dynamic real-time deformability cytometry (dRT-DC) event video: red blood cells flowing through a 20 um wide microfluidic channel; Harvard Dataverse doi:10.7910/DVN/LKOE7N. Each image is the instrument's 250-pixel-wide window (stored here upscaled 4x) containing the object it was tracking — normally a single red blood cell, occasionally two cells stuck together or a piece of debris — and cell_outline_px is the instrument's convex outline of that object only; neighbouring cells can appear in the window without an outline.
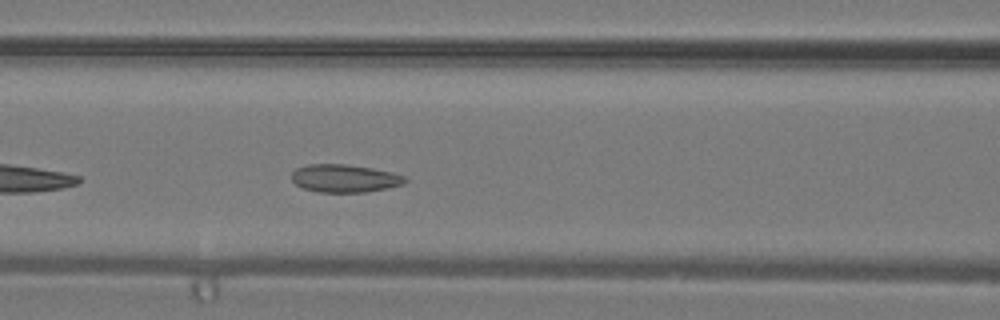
{"species": "common noctule bat (a hibernating species)", "species_latin": "Nyctalus noctula", "temperature_condition": "warm", "stored_images_in_passage": 30, "camera_frame_rate_fps": 3000, "um_per_image_px": 0.085, "animal": {"sex": "male", "body_mass_g": 19.2, "forearm_length_mm": 51.8}, "frame": {"image": 1, "passage_image": 13, "time_ms": 4.0, "image_size_px": [1000, 320], "cell_outline_px": [[408, 180], [404, 184], [388, 188], [364, 192], [316, 192], [304, 188], [296, 184], [292, 180], [292, 172], [296, 168], [308, 164], [344, 164], [372, 168], [392, 172], [404, 176]], "centroid_in_image_um": [29.3, 15.16], "position_along_channel_um": 137.3, "area_um2": 18.44}}
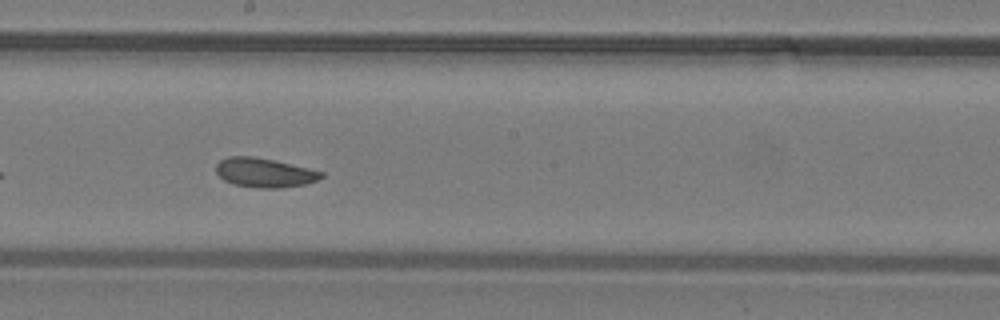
{"frame": {"image": 2, "passage_image": 18, "time_ms": 5.667, "image_size_px": [1000, 320], "cell_outline_px": [[324, 176], [316, 180], [304, 184], [280, 188], [256, 188], [232, 184], [224, 180], [216, 172], [216, 164], [220, 160], [228, 156], [252, 156], [272, 160], [308, 168], [324, 172]], "centroid_in_image_um": [22.44, 14.68], "position_along_channel_um": 225.8, "area_um2": 17.86}}